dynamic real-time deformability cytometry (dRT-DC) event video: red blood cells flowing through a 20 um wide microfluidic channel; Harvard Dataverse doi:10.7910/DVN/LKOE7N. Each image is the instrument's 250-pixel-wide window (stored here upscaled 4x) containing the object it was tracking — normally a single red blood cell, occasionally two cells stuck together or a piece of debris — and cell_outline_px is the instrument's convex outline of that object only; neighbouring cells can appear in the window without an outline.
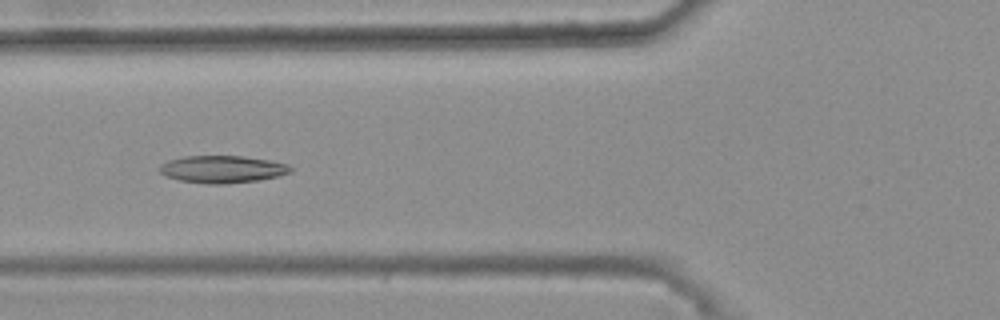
{"species": "common noctule bat (a hibernating species)", "species_latin": "Nyctalus noctula", "temperature_condition": "warm", "stored_images_in_passage": 12, "camera_frame_rate_fps": 3000, "um_per_image_px": 0.085, "animal": {"sex": "female", "body_mass_g": 25.1}, "frame": {"image": 1, "passage_image": 10, "time_ms": 3.0, "image_size_px": [1000, 320], "cell_outline_px": [[292, 172], [260, 180], [224, 184], [208, 184], [180, 180], [164, 176], [160, 172], [160, 164], [168, 160], [184, 156], [244, 156], [268, 160], [288, 164], [292, 168]], "centroid_in_image_um": [18.88, 14.38], "position_along_channel_um": 106.9, "area_um2": 20.87}}